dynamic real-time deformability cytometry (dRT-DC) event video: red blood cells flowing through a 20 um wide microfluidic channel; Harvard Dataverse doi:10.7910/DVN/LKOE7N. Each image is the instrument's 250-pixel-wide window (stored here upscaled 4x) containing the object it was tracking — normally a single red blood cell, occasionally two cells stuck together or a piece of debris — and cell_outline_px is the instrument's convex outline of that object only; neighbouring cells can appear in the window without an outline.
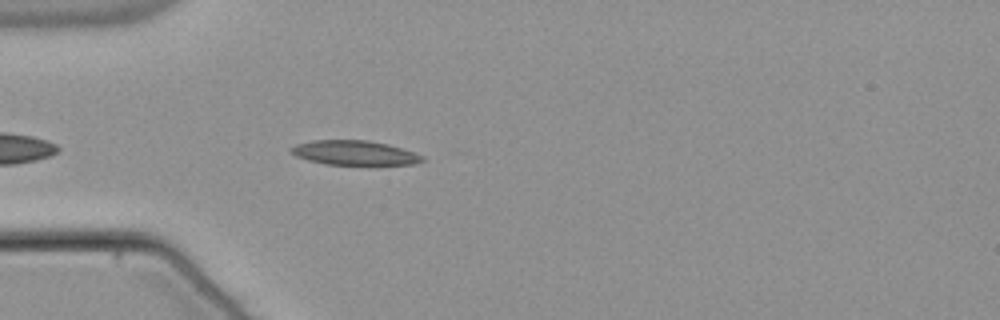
{"species": "common noctule bat (a hibernating species)", "species_latin": "Nyctalus noctula", "temperature_condition": "warm", "stored_images_in_passage": 27, "camera_frame_rate_fps": 3000, "um_per_image_px": 0.085, "animal": {"sex": "male", "body_mass_g": 21.5, "forearm_length_mm": 52.0}, "frame": {"image": 1, "passage_image": 5, "time_ms": 1.333, "image_size_px": [1000, 320], "cell_outline_px": [[424, 160], [416, 164], [324, 164], [308, 160], [296, 156], [288, 152], [288, 148], [296, 144], [312, 140], [368, 140], [388, 144], [424, 156]], "centroid_in_image_um": [30.06, 12.98], "position_along_channel_um": 54.9, "area_um2": 18.67}}